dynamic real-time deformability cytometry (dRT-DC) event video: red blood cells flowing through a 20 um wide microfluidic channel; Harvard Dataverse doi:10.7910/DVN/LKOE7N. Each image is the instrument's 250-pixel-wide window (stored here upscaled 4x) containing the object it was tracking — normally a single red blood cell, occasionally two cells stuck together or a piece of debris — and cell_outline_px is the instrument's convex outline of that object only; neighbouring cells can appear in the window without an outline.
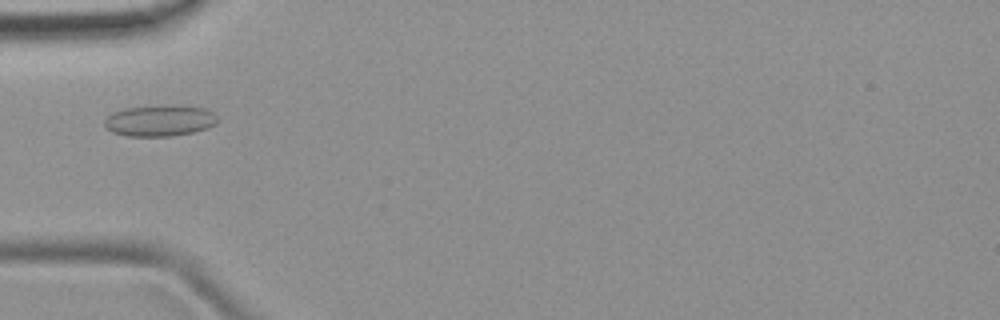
{"species": "common noctule bat (a hibernating species)", "species_latin": "Nyctalus noctula", "temperature_condition": "room temperature", "stored_images_in_passage": 34, "camera_frame_rate_fps": 3000, "um_per_image_px": 0.085, "animal": {"sex": "female", "body_mass_g": 19.9}, "frame": {"image": 1, "passage_image": 1, "time_ms": 0.0, "image_size_px": [1000, 320], "cell_outline_px": [[220, 120], [216, 124], [208, 128], [192, 132], [172, 136], [128, 136], [112, 132], [104, 124], [104, 120], [108, 116], [124, 108], [204, 108], [212, 112]], "centroid_in_image_um": [13.59, 10.31], "position_along_channel_um": 71.4, "area_um2": 19.48}}
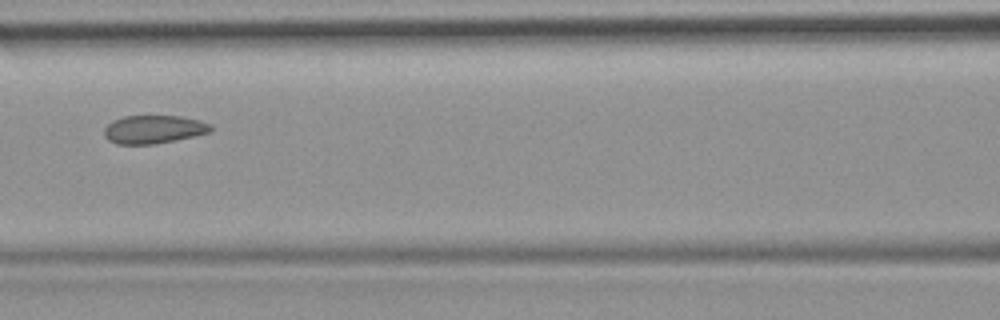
{"frame": {"image": 2, "passage_image": 7, "time_ms": 2.0, "image_size_px": [1000, 320], "cell_outline_px": [[212, 132], [152, 144], [116, 144], [108, 140], [104, 136], [104, 128], [112, 120], [124, 116], [180, 116], [200, 120], [212, 124]], "centroid_in_image_um": [13.05, 10.99], "position_along_channel_um": 153.6, "area_um2": 17.51}}
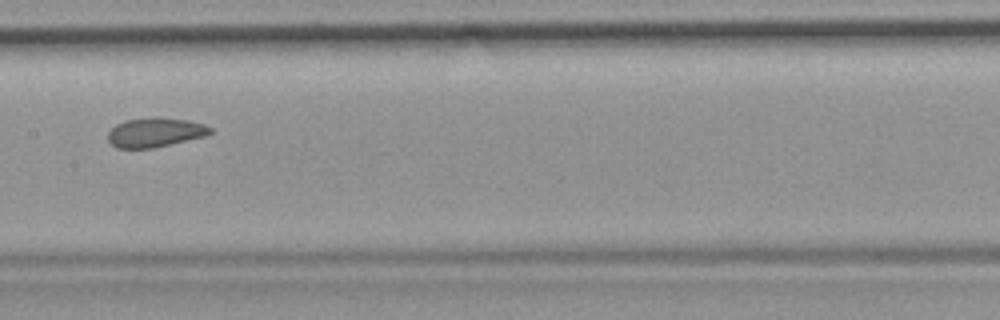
{"frame": {"image": 3, "passage_image": 10, "time_ms": 3.0, "image_size_px": [1000, 320], "cell_outline_px": [[212, 132], [204, 136], [152, 148], [116, 148], [108, 140], [108, 132], [116, 124], [124, 120], [188, 120], [204, 124], [212, 128]], "centroid_in_image_um": [13.16, 11.3], "position_along_channel_um": 194.2, "area_um2": 16.59}}